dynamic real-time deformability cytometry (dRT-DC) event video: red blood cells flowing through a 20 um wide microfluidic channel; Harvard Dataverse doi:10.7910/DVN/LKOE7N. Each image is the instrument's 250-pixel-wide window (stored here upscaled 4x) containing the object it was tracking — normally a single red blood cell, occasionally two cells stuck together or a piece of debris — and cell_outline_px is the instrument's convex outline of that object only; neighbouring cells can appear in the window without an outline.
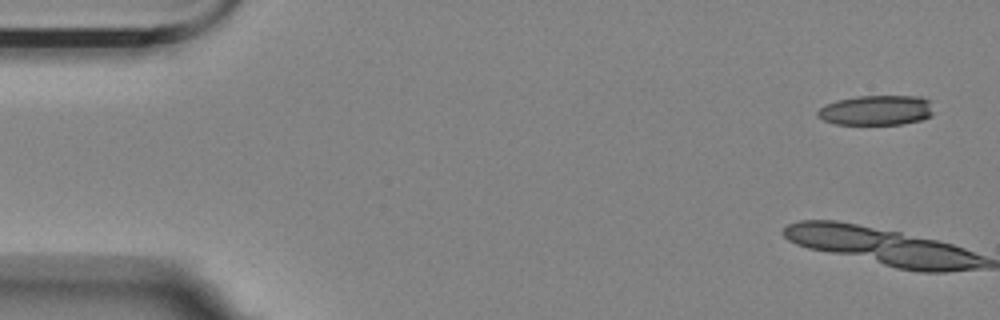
{"species": "Egyptian fruit bat (a non-hibernating species)", "species_latin": "Rousettus aegyptiacus", "temperature_condition": "room temperature", "stored_images_in_passage": 5, "camera_frame_rate_fps": 3000, "um_per_image_px": 0.085, "animal": {"sex": "female"}, "frame": {"image": 1, "passage_image": 1, "time_ms": 0.0, "image_size_px": [1000, 320], "cell_outline_px": [[932, 116], [920, 120], [900, 124], [836, 124], [824, 120], [816, 116], [816, 112], [824, 104], [856, 96], [920, 96], [928, 100], [932, 112]], "centroid_in_image_um": [74.46, 9.37], "position_along_channel_um": 10.5, "area_um2": 20.11}}